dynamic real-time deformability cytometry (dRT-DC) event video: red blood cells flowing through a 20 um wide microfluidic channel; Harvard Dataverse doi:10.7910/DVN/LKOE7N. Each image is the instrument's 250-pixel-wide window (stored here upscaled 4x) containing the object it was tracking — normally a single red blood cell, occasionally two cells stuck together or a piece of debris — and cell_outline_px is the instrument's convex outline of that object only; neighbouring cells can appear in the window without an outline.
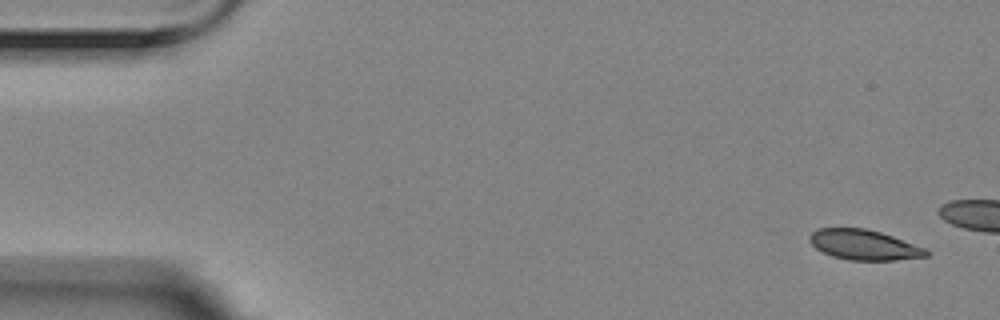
{"species": "Egyptian fruit bat (a non-hibernating species)", "species_latin": "Rousettus aegyptiacus", "temperature_condition": "room temperature", "stored_images_in_passage": 6, "camera_frame_rate_fps": 3000, "um_per_image_px": 0.085, "animal": {"sex": "female"}, "frame": {"image": 1, "passage_image": 6, "time_ms": 1.667, "image_size_px": [1000, 320], "cell_outline_px": [[928, 256], [896, 260], [848, 260], [832, 256], [816, 248], [808, 240], [808, 236], [816, 228], [864, 228], [880, 232], [892, 236], [924, 248], [928, 252]], "centroid_in_image_um": [73.39, 20.81], "position_along_channel_um": 11.6, "area_um2": 20.35}}